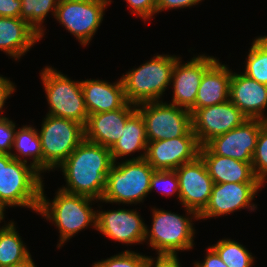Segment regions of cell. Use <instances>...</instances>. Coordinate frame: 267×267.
Segmentation results:
<instances>
[{"instance_id":"1","label":"cell","mask_w":267,"mask_h":267,"mask_svg":"<svg viewBox=\"0 0 267 267\" xmlns=\"http://www.w3.org/2000/svg\"><path fill=\"white\" fill-rule=\"evenodd\" d=\"M113 163L109 148L84 139L57 168L62 170L66 182L60 189L99 201Z\"/></svg>"},{"instance_id":"2","label":"cell","mask_w":267,"mask_h":267,"mask_svg":"<svg viewBox=\"0 0 267 267\" xmlns=\"http://www.w3.org/2000/svg\"><path fill=\"white\" fill-rule=\"evenodd\" d=\"M44 184L41 187V199L38 215L45 217L59 233L57 248H61L78 232L92 226L96 230L97 210L92 208V202L98 200L84 196L67 193L58 188L53 200L49 201L44 194Z\"/></svg>"},{"instance_id":"3","label":"cell","mask_w":267,"mask_h":267,"mask_svg":"<svg viewBox=\"0 0 267 267\" xmlns=\"http://www.w3.org/2000/svg\"><path fill=\"white\" fill-rule=\"evenodd\" d=\"M180 56L156 54L149 61L121 76L125 97L135 105L160 101L171 84L172 71Z\"/></svg>"},{"instance_id":"4","label":"cell","mask_w":267,"mask_h":267,"mask_svg":"<svg viewBox=\"0 0 267 267\" xmlns=\"http://www.w3.org/2000/svg\"><path fill=\"white\" fill-rule=\"evenodd\" d=\"M152 209V227L146 226L144 241L156 250V254L177 255V251L193 249L195 243V231L193 220H199L198 214L188 208H184L187 216H182L171 211ZM190 217V218H189ZM150 228V229H149Z\"/></svg>"},{"instance_id":"5","label":"cell","mask_w":267,"mask_h":267,"mask_svg":"<svg viewBox=\"0 0 267 267\" xmlns=\"http://www.w3.org/2000/svg\"><path fill=\"white\" fill-rule=\"evenodd\" d=\"M122 160L110 168L100 203L137 205L150 194V178L155 170L144 158Z\"/></svg>"},{"instance_id":"6","label":"cell","mask_w":267,"mask_h":267,"mask_svg":"<svg viewBox=\"0 0 267 267\" xmlns=\"http://www.w3.org/2000/svg\"><path fill=\"white\" fill-rule=\"evenodd\" d=\"M40 76L49 105L47 115L66 118L85 126L89 114L81 81L71 80L52 66L43 68Z\"/></svg>"},{"instance_id":"7","label":"cell","mask_w":267,"mask_h":267,"mask_svg":"<svg viewBox=\"0 0 267 267\" xmlns=\"http://www.w3.org/2000/svg\"><path fill=\"white\" fill-rule=\"evenodd\" d=\"M38 135L44 173L56 170L68 158L85 139V130L83 124L46 114Z\"/></svg>"},{"instance_id":"8","label":"cell","mask_w":267,"mask_h":267,"mask_svg":"<svg viewBox=\"0 0 267 267\" xmlns=\"http://www.w3.org/2000/svg\"><path fill=\"white\" fill-rule=\"evenodd\" d=\"M28 164L14 158L1 164L0 200L9 208L25 207L38 213L44 178Z\"/></svg>"},{"instance_id":"9","label":"cell","mask_w":267,"mask_h":267,"mask_svg":"<svg viewBox=\"0 0 267 267\" xmlns=\"http://www.w3.org/2000/svg\"><path fill=\"white\" fill-rule=\"evenodd\" d=\"M145 123L148 142L185 136L192 130V114L189 110L160 101L136 105Z\"/></svg>"},{"instance_id":"10","label":"cell","mask_w":267,"mask_h":267,"mask_svg":"<svg viewBox=\"0 0 267 267\" xmlns=\"http://www.w3.org/2000/svg\"><path fill=\"white\" fill-rule=\"evenodd\" d=\"M112 0H59L55 19L82 45H89Z\"/></svg>"},{"instance_id":"11","label":"cell","mask_w":267,"mask_h":267,"mask_svg":"<svg viewBox=\"0 0 267 267\" xmlns=\"http://www.w3.org/2000/svg\"><path fill=\"white\" fill-rule=\"evenodd\" d=\"M262 183H214L206 207L198 214L199 220L226 216L238 210L254 211L257 205L252 203Z\"/></svg>"},{"instance_id":"12","label":"cell","mask_w":267,"mask_h":267,"mask_svg":"<svg viewBox=\"0 0 267 267\" xmlns=\"http://www.w3.org/2000/svg\"><path fill=\"white\" fill-rule=\"evenodd\" d=\"M248 118L230 100L204 108L192 114V130L201 146L214 137L242 125Z\"/></svg>"},{"instance_id":"13","label":"cell","mask_w":267,"mask_h":267,"mask_svg":"<svg viewBox=\"0 0 267 267\" xmlns=\"http://www.w3.org/2000/svg\"><path fill=\"white\" fill-rule=\"evenodd\" d=\"M217 60L214 56L200 54L193 56L190 61L182 63L181 57L176 61L171 78L173 99L170 102L185 108L193 114L198 88L204 72Z\"/></svg>"},{"instance_id":"14","label":"cell","mask_w":267,"mask_h":267,"mask_svg":"<svg viewBox=\"0 0 267 267\" xmlns=\"http://www.w3.org/2000/svg\"><path fill=\"white\" fill-rule=\"evenodd\" d=\"M201 145L193 130L185 136L148 142L144 159L154 170H176L199 156Z\"/></svg>"},{"instance_id":"15","label":"cell","mask_w":267,"mask_h":267,"mask_svg":"<svg viewBox=\"0 0 267 267\" xmlns=\"http://www.w3.org/2000/svg\"><path fill=\"white\" fill-rule=\"evenodd\" d=\"M175 171L179 180L180 204L199 214L206 207L214 186L204 161L198 156Z\"/></svg>"},{"instance_id":"16","label":"cell","mask_w":267,"mask_h":267,"mask_svg":"<svg viewBox=\"0 0 267 267\" xmlns=\"http://www.w3.org/2000/svg\"><path fill=\"white\" fill-rule=\"evenodd\" d=\"M96 230L122 244L145 242L146 224L137 209L97 210Z\"/></svg>"},{"instance_id":"17","label":"cell","mask_w":267,"mask_h":267,"mask_svg":"<svg viewBox=\"0 0 267 267\" xmlns=\"http://www.w3.org/2000/svg\"><path fill=\"white\" fill-rule=\"evenodd\" d=\"M265 121L247 119L242 125L214 137L205 146L214 154L252 163L260 127Z\"/></svg>"},{"instance_id":"18","label":"cell","mask_w":267,"mask_h":267,"mask_svg":"<svg viewBox=\"0 0 267 267\" xmlns=\"http://www.w3.org/2000/svg\"><path fill=\"white\" fill-rule=\"evenodd\" d=\"M136 111V105L127 102L120 109L88 115L85 140L111 149L121 137L126 121Z\"/></svg>"},{"instance_id":"19","label":"cell","mask_w":267,"mask_h":267,"mask_svg":"<svg viewBox=\"0 0 267 267\" xmlns=\"http://www.w3.org/2000/svg\"><path fill=\"white\" fill-rule=\"evenodd\" d=\"M229 100L248 119L267 121V85L249 78L242 72H233L230 79Z\"/></svg>"},{"instance_id":"20","label":"cell","mask_w":267,"mask_h":267,"mask_svg":"<svg viewBox=\"0 0 267 267\" xmlns=\"http://www.w3.org/2000/svg\"><path fill=\"white\" fill-rule=\"evenodd\" d=\"M81 88L89 115L114 111L127 103L121 78L116 83L86 79L81 81Z\"/></svg>"},{"instance_id":"21","label":"cell","mask_w":267,"mask_h":267,"mask_svg":"<svg viewBox=\"0 0 267 267\" xmlns=\"http://www.w3.org/2000/svg\"><path fill=\"white\" fill-rule=\"evenodd\" d=\"M199 156L214 183H261L254 175L252 163L214 155L206 146L200 147Z\"/></svg>"},{"instance_id":"22","label":"cell","mask_w":267,"mask_h":267,"mask_svg":"<svg viewBox=\"0 0 267 267\" xmlns=\"http://www.w3.org/2000/svg\"><path fill=\"white\" fill-rule=\"evenodd\" d=\"M41 36L25 20L0 17V51L15 61L24 56Z\"/></svg>"},{"instance_id":"23","label":"cell","mask_w":267,"mask_h":267,"mask_svg":"<svg viewBox=\"0 0 267 267\" xmlns=\"http://www.w3.org/2000/svg\"><path fill=\"white\" fill-rule=\"evenodd\" d=\"M217 59L203 74L195 100V111L229 100L232 70Z\"/></svg>"},{"instance_id":"24","label":"cell","mask_w":267,"mask_h":267,"mask_svg":"<svg viewBox=\"0 0 267 267\" xmlns=\"http://www.w3.org/2000/svg\"><path fill=\"white\" fill-rule=\"evenodd\" d=\"M148 140L146 137V129L143 117L136 111L123 127L121 137L110 149L113 162H118L122 157L131 156L135 152H142L132 160L143 159L146 154Z\"/></svg>"},{"instance_id":"25","label":"cell","mask_w":267,"mask_h":267,"mask_svg":"<svg viewBox=\"0 0 267 267\" xmlns=\"http://www.w3.org/2000/svg\"><path fill=\"white\" fill-rule=\"evenodd\" d=\"M13 149L17 152H11L12 158L25 163H29L28 160L31 159L30 165L42 174V148L38 129L32 125L16 129Z\"/></svg>"},{"instance_id":"26","label":"cell","mask_w":267,"mask_h":267,"mask_svg":"<svg viewBox=\"0 0 267 267\" xmlns=\"http://www.w3.org/2000/svg\"><path fill=\"white\" fill-rule=\"evenodd\" d=\"M19 234L14 221L0 228V267L12 266L31 255Z\"/></svg>"},{"instance_id":"27","label":"cell","mask_w":267,"mask_h":267,"mask_svg":"<svg viewBox=\"0 0 267 267\" xmlns=\"http://www.w3.org/2000/svg\"><path fill=\"white\" fill-rule=\"evenodd\" d=\"M247 54L245 70L242 73L267 85V35L255 38Z\"/></svg>"},{"instance_id":"28","label":"cell","mask_w":267,"mask_h":267,"mask_svg":"<svg viewBox=\"0 0 267 267\" xmlns=\"http://www.w3.org/2000/svg\"><path fill=\"white\" fill-rule=\"evenodd\" d=\"M20 19L25 20L41 36L45 37V18L51 12L55 17L59 0H21Z\"/></svg>"},{"instance_id":"29","label":"cell","mask_w":267,"mask_h":267,"mask_svg":"<svg viewBox=\"0 0 267 267\" xmlns=\"http://www.w3.org/2000/svg\"><path fill=\"white\" fill-rule=\"evenodd\" d=\"M228 267H252L254 257L243 244L233 239L218 240L211 246Z\"/></svg>"},{"instance_id":"30","label":"cell","mask_w":267,"mask_h":267,"mask_svg":"<svg viewBox=\"0 0 267 267\" xmlns=\"http://www.w3.org/2000/svg\"><path fill=\"white\" fill-rule=\"evenodd\" d=\"M255 177L264 185L267 181V121L260 127L256 148L252 157Z\"/></svg>"},{"instance_id":"31","label":"cell","mask_w":267,"mask_h":267,"mask_svg":"<svg viewBox=\"0 0 267 267\" xmlns=\"http://www.w3.org/2000/svg\"><path fill=\"white\" fill-rule=\"evenodd\" d=\"M156 189H160L159 192L166 196L176 194L180 202L179 180L175 170H155L150 178L149 193Z\"/></svg>"},{"instance_id":"32","label":"cell","mask_w":267,"mask_h":267,"mask_svg":"<svg viewBox=\"0 0 267 267\" xmlns=\"http://www.w3.org/2000/svg\"><path fill=\"white\" fill-rule=\"evenodd\" d=\"M148 256L125 250L105 260L95 261L92 267H146Z\"/></svg>"},{"instance_id":"33","label":"cell","mask_w":267,"mask_h":267,"mask_svg":"<svg viewBox=\"0 0 267 267\" xmlns=\"http://www.w3.org/2000/svg\"><path fill=\"white\" fill-rule=\"evenodd\" d=\"M16 132V125L11 119H0V153L11 154Z\"/></svg>"},{"instance_id":"34","label":"cell","mask_w":267,"mask_h":267,"mask_svg":"<svg viewBox=\"0 0 267 267\" xmlns=\"http://www.w3.org/2000/svg\"><path fill=\"white\" fill-rule=\"evenodd\" d=\"M130 12L136 17H141L145 22L156 14L157 0H126Z\"/></svg>"},{"instance_id":"35","label":"cell","mask_w":267,"mask_h":267,"mask_svg":"<svg viewBox=\"0 0 267 267\" xmlns=\"http://www.w3.org/2000/svg\"><path fill=\"white\" fill-rule=\"evenodd\" d=\"M178 255L159 254L153 258L148 256L146 267H182Z\"/></svg>"},{"instance_id":"36","label":"cell","mask_w":267,"mask_h":267,"mask_svg":"<svg viewBox=\"0 0 267 267\" xmlns=\"http://www.w3.org/2000/svg\"><path fill=\"white\" fill-rule=\"evenodd\" d=\"M204 1V0H203ZM202 0H157L156 2V14L164 10L183 9L186 7H192L198 5Z\"/></svg>"},{"instance_id":"37","label":"cell","mask_w":267,"mask_h":267,"mask_svg":"<svg viewBox=\"0 0 267 267\" xmlns=\"http://www.w3.org/2000/svg\"><path fill=\"white\" fill-rule=\"evenodd\" d=\"M15 87V83H13L10 78L8 79L0 75V119L5 118V116L2 115V113H4L3 107L5 106L6 100L15 92Z\"/></svg>"},{"instance_id":"38","label":"cell","mask_w":267,"mask_h":267,"mask_svg":"<svg viewBox=\"0 0 267 267\" xmlns=\"http://www.w3.org/2000/svg\"><path fill=\"white\" fill-rule=\"evenodd\" d=\"M21 0H0V17L20 18Z\"/></svg>"},{"instance_id":"39","label":"cell","mask_w":267,"mask_h":267,"mask_svg":"<svg viewBox=\"0 0 267 267\" xmlns=\"http://www.w3.org/2000/svg\"><path fill=\"white\" fill-rule=\"evenodd\" d=\"M202 261L194 262L193 267H228L217 254V252L210 246L206 248V256Z\"/></svg>"},{"instance_id":"40","label":"cell","mask_w":267,"mask_h":267,"mask_svg":"<svg viewBox=\"0 0 267 267\" xmlns=\"http://www.w3.org/2000/svg\"><path fill=\"white\" fill-rule=\"evenodd\" d=\"M8 267H37L33 262L32 256L30 255L28 258L24 259L21 262L15 263L12 266Z\"/></svg>"},{"instance_id":"41","label":"cell","mask_w":267,"mask_h":267,"mask_svg":"<svg viewBox=\"0 0 267 267\" xmlns=\"http://www.w3.org/2000/svg\"><path fill=\"white\" fill-rule=\"evenodd\" d=\"M8 208L1 200H0V223L3 222L4 218H5V209ZM2 221V222H1ZM12 221H10L9 223H4V225L0 228L6 227L8 226Z\"/></svg>"},{"instance_id":"42","label":"cell","mask_w":267,"mask_h":267,"mask_svg":"<svg viewBox=\"0 0 267 267\" xmlns=\"http://www.w3.org/2000/svg\"><path fill=\"white\" fill-rule=\"evenodd\" d=\"M13 158L9 154L0 153V177H1V164H8Z\"/></svg>"}]
</instances>
